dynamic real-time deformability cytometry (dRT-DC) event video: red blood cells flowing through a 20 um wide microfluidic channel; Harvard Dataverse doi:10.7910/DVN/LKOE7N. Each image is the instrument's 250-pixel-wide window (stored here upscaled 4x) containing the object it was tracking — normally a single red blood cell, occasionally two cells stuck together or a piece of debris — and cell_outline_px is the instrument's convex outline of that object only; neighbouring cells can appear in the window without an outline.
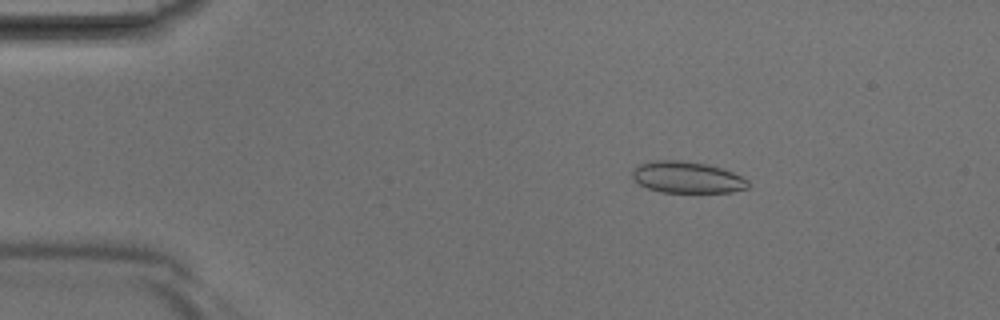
{"species": "Egyptian fruit bat (a non-hibernating species)", "species_latin": "Rousettus aegyptiacus", "temperature_condition": "room temperature", "stored_images_in_passage": 40, "camera_frame_rate_fps": 3000, "um_per_image_px": 0.085, "animal": {"sex": "male"}, "frame": {"image": 1, "passage_image": 7, "time_ms": 2.0, "image_size_px": [1000, 320], "cell_outline_px": [[748, 188], [732, 192], [660, 192], [648, 188], [640, 184], [632, 176], [632, 168], [640, 164], [656, 160], [680, 160], [708, 164], [732, 172], [748, 180]], "centroid_in_image_um": [58.39, 15.07], "position_along_channel_um": 26.6, "area_um2": 21.15}}
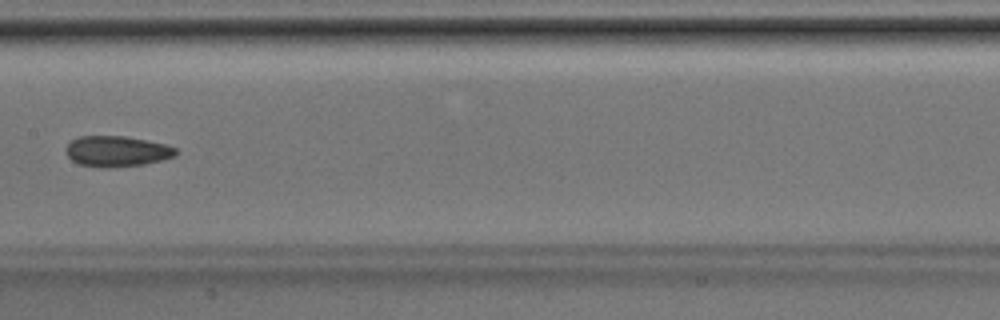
{"frame": {"image": 2, "passage_image": 21, "time_ms": 6.667, "image_size_px": [1000, 320], "cell_outline_px": [[176, 156], [164, 160], [144, 164], [108, 168], [100, 168], [80, 164], [72, 160], [64, 152], [64, 148], [72, 140], [80, 136], [128, 136], [168, 144], [176, 148]], "centroid_in_image_um": [9.95, 12.86], "position_along_channel_um": 197.5, "area_um2": 20.0}}
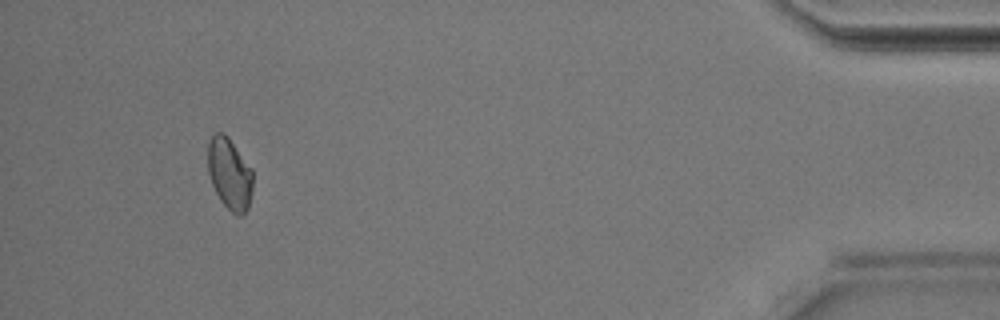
{"frame": {"image": 3, "passage_image": 38, "time_ms": 12.333, "image_size_px": [1000, 320], "cell_outline_px": [[252, 192], [248, 208], [244, 216], [236, 216], [220, 200], [212, 184], [208, 172], [208, 144], [212, 136], [216, 132], [224, 132], [228, 136], [252, 168]], "centroid_in_image_um": [19.53, 14.78], "position_along_channel_um": 415.7, "area_um2": 18.9}}